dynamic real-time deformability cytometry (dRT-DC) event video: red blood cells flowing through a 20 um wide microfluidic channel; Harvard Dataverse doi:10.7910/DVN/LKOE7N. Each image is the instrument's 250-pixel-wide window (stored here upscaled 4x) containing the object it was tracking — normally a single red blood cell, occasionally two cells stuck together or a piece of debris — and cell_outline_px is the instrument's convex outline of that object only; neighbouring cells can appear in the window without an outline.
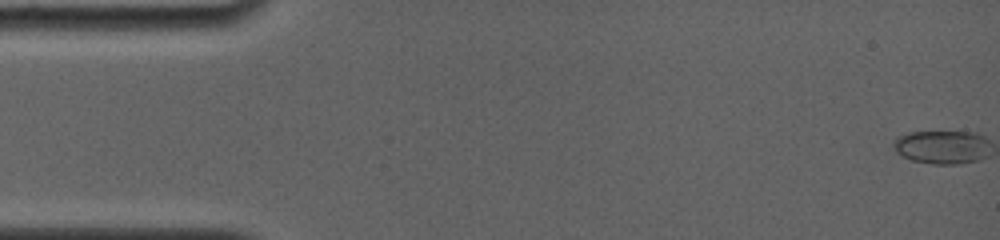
{"species": "common noctule bat (a hibernating species)", "species_latin": "Nyctalus noctula", "temperature_condition": "room temperature", "stored_images_in_passage": 66, "camera_frame_rate_fps": 4000, "um_per_image_px": 0.085, "animal": {"sex": "female", "body_mass_g": 19.0, "forearm_length_mm": 56.7}, "frame": {"image": 1, "passage_image": 1, "time_ms": 0.0, "image_size_px": [1000, 240], "cell_outline_px": [[976, 136], [972, 160], [952, 164], [936, 164], [912, 160], [896, 152], [892, 144], [900, 136], [912, 132], [964, 132]], "centroid_in_image_um": [79.61, 12.49], "position_along_channel_um": 5.4, "area_um2": 16.13}}
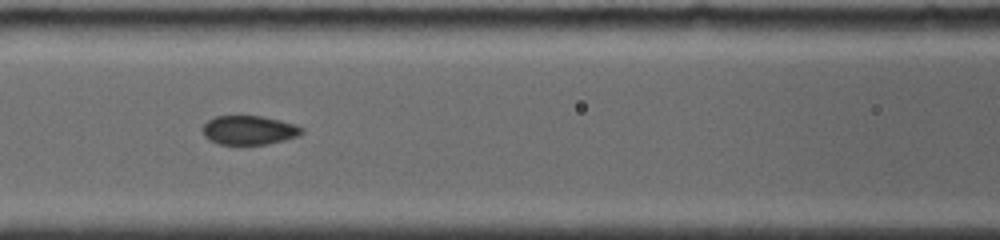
{"frame": {"image": 2, "passage_image": 29, "time_ms": 7.0, "image_size_px": [1000, 240], "cell_outline_px": [[304, 132], [300, 136], [268, 144], [220, 144], [208, 140], [204, 136], [204, 124], [208, 120], [216, 116], [264, 116], [296, 124], [304, 128]], "centroid_in_image_um": [21.22, 11.06], "position_along_channel_um": 145.4, "area_um2": 16.88}}
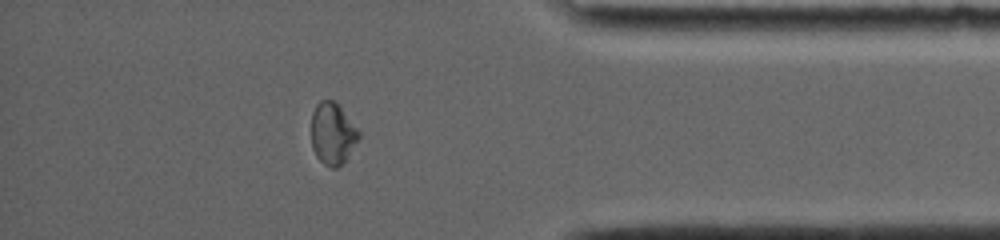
{"frame": {"image": 3, "passage_image": 57, "time_ms": 14.0, "image_size_px": [1000, 240], "cell_outline_px": [[360, 136], [344, 160], [336, 168], [332, 168], [324, 164], [316, 156], [312, 148], [312, 112], [316, 104], [320, 100], [336, 100], [360, 132]], "centroid_in_image_um": [28.25, 11.31], "position_along_channel_um": 406.9, "area_um2": 16.94}, "authors_computed_cell_mechanics": {"area_um2": 17.3689, "velocity_mm_per_s": 3.9167, "shape_relaxation_time_tau1_ms": 8.8075, "shape_relaxation_time_tau2_ms": null, "deformation_change_tau1": 0.1719, "deformation_change_tau2": null}}